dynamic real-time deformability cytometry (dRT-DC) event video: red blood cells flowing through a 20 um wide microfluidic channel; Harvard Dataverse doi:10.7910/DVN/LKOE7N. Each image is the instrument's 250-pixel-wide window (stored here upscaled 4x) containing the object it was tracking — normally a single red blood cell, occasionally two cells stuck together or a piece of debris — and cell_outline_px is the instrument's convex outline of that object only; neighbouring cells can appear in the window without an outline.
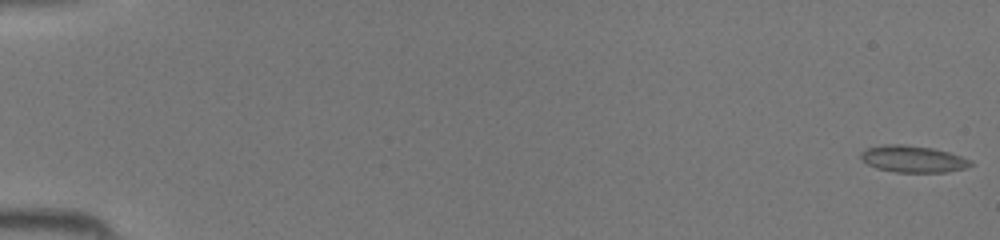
{"species": "common noctule bat (a hibernating species)", "species_latin": "Nyctalus noctula", "temperature_condition": "room temperature", "stored_images_in_passage": 45, "camera_frame_rate_fps": 3000, "um_per_image_px": 0.085, "animal": {"sex": "female", "body_mass_g": 19.5, "forearm_length_mm": 54.1}, "frame": {"image": 1, "passage_image": 1, "time_ms": 0.0, "image_size_px": [1000, 240], "cell_outline_px": [[976, 164], [964, 168], [944, 172], [896, 172], [876, 168], [860, 160], [860, 152], [868, 148], [884, 144], [904, 144], [932, 148], [948, 152], [972, 160]], "centroid_in_image_um": [77.59, 13.51], "position_along_channel_um": 7.4, "area_um2": 17.17}}
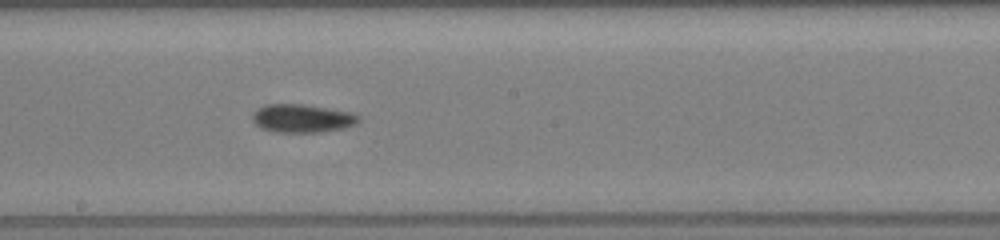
{"frame": {"image": 2, "passage_image": 26, "time_ms": 8.333, "image_size_px": [1000, 240], "cell_outline_px": [[360, 120], [356, 124], [344, 128], [320, 132], [276, 132], [260, 128], [252, 120], [252, 112], [256, 108], [264, 104], [304, 104], [352, 112], [360, 116]], "centroid_in_image_um": [25.67, 10.05], "position_along_channel_um": 222.5, "area_um2": 17.74}}
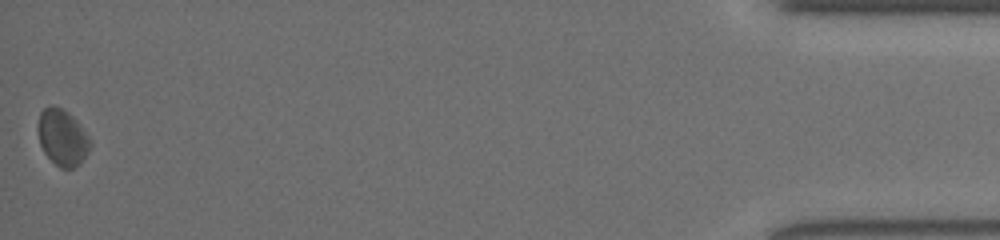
{"frame": {"image": 3, "passage_image": 45, "time_ms": 14.667, "image_size_px": [1000, 240], "cell_outline_px": [[92, 144], [88, 152], [80, 164], [72, 168], [60, 168], [44, 152], [40, 144], [36, 128], [40, 112], [48, 104], [52, 104], [68, 112], [76, 120], [88, 136]], "centroid_in_image_um": [5.28, 11.66], "position_along_channel_um": 429.9, "area_um2": 17.22}}